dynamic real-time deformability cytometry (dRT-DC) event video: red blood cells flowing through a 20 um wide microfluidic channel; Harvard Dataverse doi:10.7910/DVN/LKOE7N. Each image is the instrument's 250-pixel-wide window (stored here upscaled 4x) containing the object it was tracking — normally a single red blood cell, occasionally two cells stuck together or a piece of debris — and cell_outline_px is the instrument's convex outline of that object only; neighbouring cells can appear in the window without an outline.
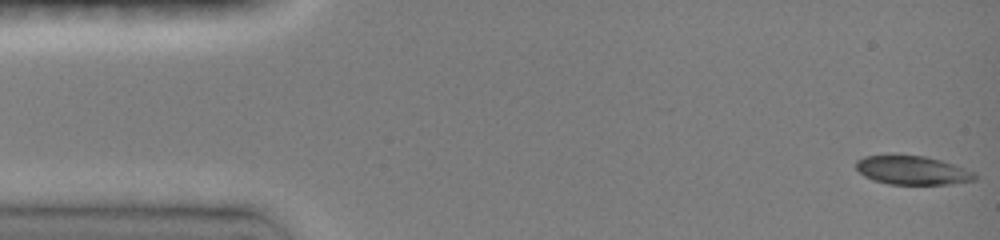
{"species": "common noctule bat (a hibernating species)", "species_latin": "Nyctalus noctula", "temperature_condition": "room temperature", "stored_images_in_passage": 72, "camera_frame_rate_fps": 3000, "um_per_image_px": 0.085, "animal": {"sex": "female", "body_mass_g": 19.0, "forearm_length_mm": 51.5}, "frame": {"image": 1, "passage_image": 1, "time_ms": 0.0, "image_size_px": [1000, 240], "cell_outline_px": [[976, 180], [952, 184], [888, 184], [872, 180], [864, 176], [856, 168], [856, 160], [864, 156], [924, 156], [940, 160], [976, 172]], "centroid_in_image_um": [77.56, 14.49], "position_along_channel_um": 7.4, "area_um2": 19.71}}
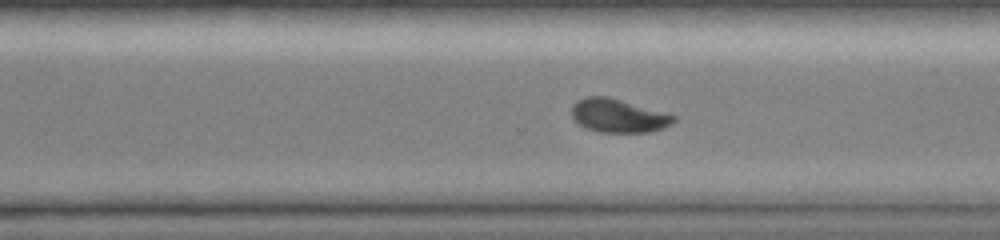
{"frame": {"image": 2, "passage_image": 56, "time_ms": 10.667, "image_size_px": [1000, 240], "cell_outline_px": [[676, 120], [672, 124], [664, 128], [648, 132], [600, 132], [584, 128], [572, 116], [572, 104], [576, 100], [588, 96], [608, 96], [668, 112], [676, 116]], "centroid_in_image_um": [52.59, 9.82], "position_along_channel_um": 318.0, "area_um2": 20.23}}
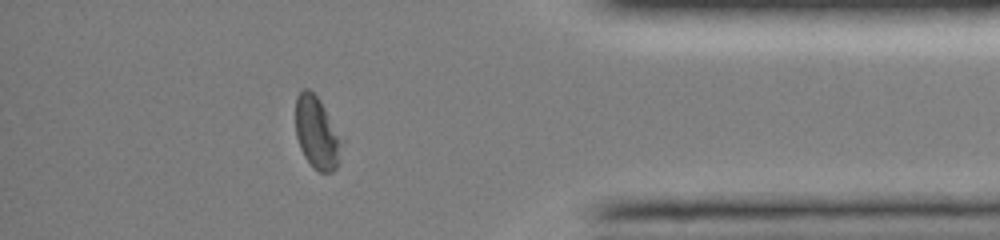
{"frame": {"image": 3, "passage_image": 68, "time_ms": 13.333, "image_size_px": [1000, 240], "cell_outline_px": [[340, 164], [332, 172], [320, 172], [312, 168], [304, 156], [300, 148], [296, 136], [296, 96], [304, 88], [308, 88], [320, 100], [324, 108], [336, 136], [340, 160]], "centroid_in_image_um": [26.84, 11.32], "position_along_channel_um": 408.4, "area_um2": 18.44}, "authors_computed_cell_mechanics": {"area_um2": 20.6924, "velocity_mm_per_s": 4.0392, "shape_relaxation_time_tau1_ms": 3.6779, "shape_relaxation_time_tau2_ms": null, "deformation_change_tau1": 0.1479, "deformation_change_tau2": null}}